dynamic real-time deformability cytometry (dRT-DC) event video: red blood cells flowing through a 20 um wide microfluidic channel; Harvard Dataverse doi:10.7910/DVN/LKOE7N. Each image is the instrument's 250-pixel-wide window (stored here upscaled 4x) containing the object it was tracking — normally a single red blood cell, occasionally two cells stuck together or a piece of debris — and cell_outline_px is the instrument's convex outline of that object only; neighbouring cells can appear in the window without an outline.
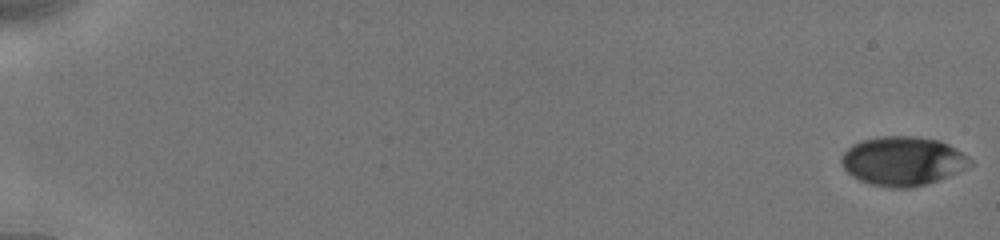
{"species": "human", "species_latin": "Homo sapiens", "temperature_condition": "cold", "stored_images_in_passage": 68, "camera_frame_rate_fps": 3000, "um_per_image_px": 0.085, "donor": {"sex": "male"}, "frame": {"image": 1, "passage_image": 1, "time_ms": 0.0, "image_size_px": [1000, 240], "cell_outline_px": [[976, 164], [948, 176], [912, 188], [888, 188], [868, 184], [852, 176], [844, 168], [840, 160], [844, 152], [852, 144], [864, 140], [884, 136], [916, 136], [940, 140], [956, 148], [972, 160]], "centroid_in_image_um": [76.75, 13.69], "position_along_channel_um": 8.2, "area_um2": 36.88}}
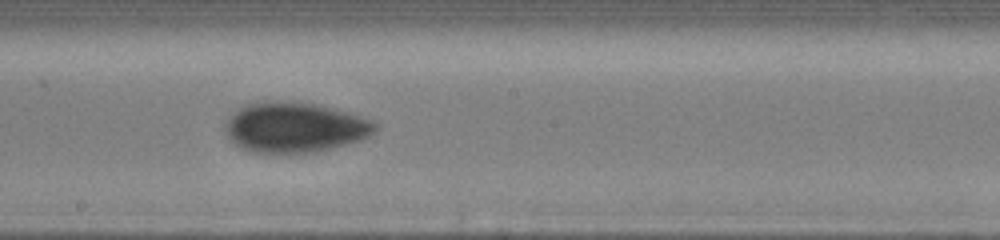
{"frame": {"image": 2, "passage_image": 39, "time_ms": 10.667, "image_size_px": [1000, 240], "cell_outline_px": [[376, 128], [368, 136], [360, 140], [316, 152], [252, 152], [240, 148], [224, 132], [224, 124], [228, 116], [244, 104], [268, 100], [276, 100], [320, 104], [348, 112], [372, 120], [376, 124]], "centroid_in_image_um": [25.0, 10.8], "position_along_channel_um": 223.2, "area_um2": 43.93}}
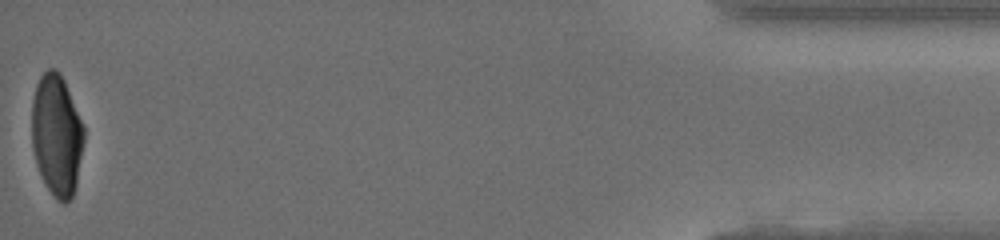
{"frame": {"image": 3, "passage_image": 68, "time_ms": 18.0, "image_size_px": [1000, 240], "cell_outline_px": [[84, 140], [76, 184], [72, 196], [64, 204], [56, 200], [48, 188], [36, 164], [32, 148], [32, 100], [36, 84], [40, 76], [48, 68], [56, 68], [60, 72], [64, 80], [84, 128]], "centroid_in_image_um": [4.8, 11.46], "position_along_channel_um": 430.4, "area_um2": 36.76}, "authors_computed_cell_mechanics": {"area_um2": 39.0728, "velocity_mm_per_s": 3.8992, "shape_relaxation_time_tau1_ms": 3.0598, "shape_relaxation_time_tau2_ms": 1.9372, "deformation_change_tau1": 0.1207, "deformation_change_tau2": 0.0579}}